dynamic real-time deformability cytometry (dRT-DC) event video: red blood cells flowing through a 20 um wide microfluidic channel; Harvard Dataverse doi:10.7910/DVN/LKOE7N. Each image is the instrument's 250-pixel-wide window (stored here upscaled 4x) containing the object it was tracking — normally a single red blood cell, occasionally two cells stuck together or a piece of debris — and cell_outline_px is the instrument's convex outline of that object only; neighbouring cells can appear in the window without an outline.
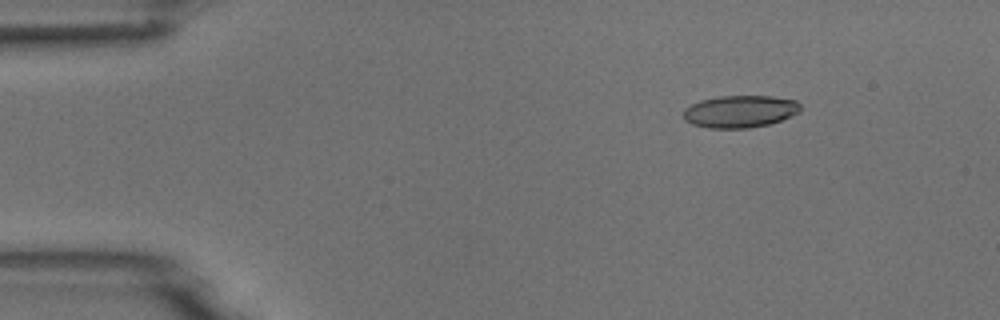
{"species": "common noctule bat (a hibernating species)", "species_latin": "Nyctalus noctula", "temperature_condition": "room temperature", "stored_images_in_passage": 6, "camera_frame_rate_fps": 3000, "um_per_image_px": 0.085, "animal": {"sex": "male", "body_mass_g": 18.8}, "frame": {"image": 1, "passage_image": 2, "time_ms": 1.333, "image_size_px": [1000, 320], "cell_outline_px": [[800, 112], [780, 120], [768, 124], [748, 128], [708, 128], [692, 124], [684, 120], [684, 108], [700, 100], [720, 96], [772, 96], [796, 100], [800, 104]], "centroid_in_image_um": [62.89, 9.47], "position_along_channel_um": 22.1, "area_um2": 21.96}}
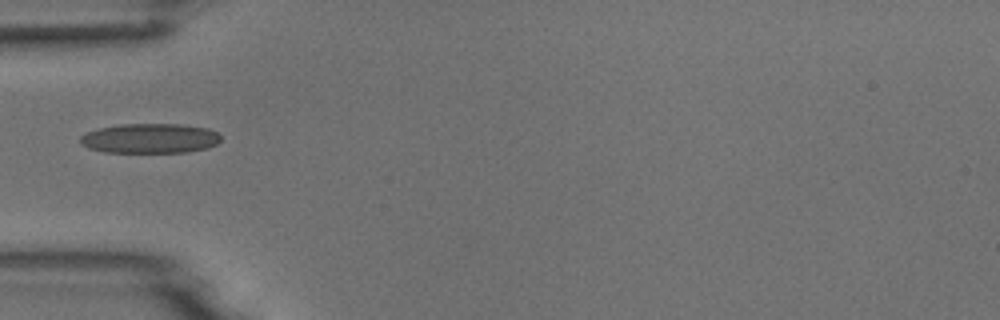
{"frame": {"image": 2, "passage_image": 5, "time_ms": 4.667, "image_size_px": [1000, 320], "cell_outline_px": [[220, 140], [216, 144], [208, 148], [188, 152], [104, 152], [88, 148], [80, 144], [80, 136], [88, 132], [100, 128], [120, 124], [180, 124], [208, 128], [216, 132], [220, 136]], "centroid_in_image_um": [12.75, 11.76], "position_along_channel_um": 72.3, "area_um2": 24.39}}